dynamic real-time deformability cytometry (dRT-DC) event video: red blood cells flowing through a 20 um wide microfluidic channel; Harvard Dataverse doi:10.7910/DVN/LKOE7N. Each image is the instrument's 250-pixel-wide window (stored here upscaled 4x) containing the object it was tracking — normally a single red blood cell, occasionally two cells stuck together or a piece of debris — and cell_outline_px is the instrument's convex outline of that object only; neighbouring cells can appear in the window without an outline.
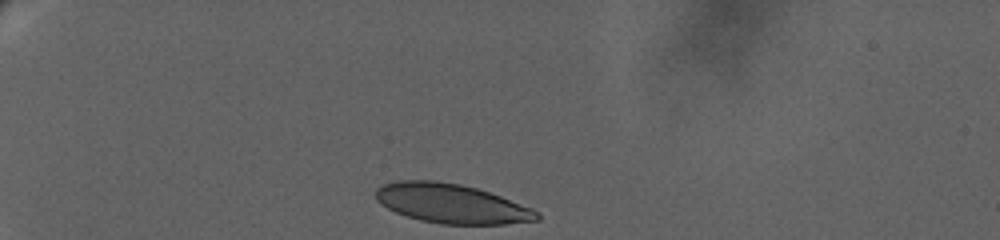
{"species": "human", "species_latin": "Homo sapiens", "temperature_condition": "warm", "stored_images_in_passage": 39, "camera_frame_rate_fps": 3000, "um_per_image_px": 0.085, "donor": {"sex": "female"}, "frame": {"image": 1, "passage_image": 1, "time_ms": 0.0, "image_size_px": [1000, 240], "cell_outline_px": [[540, 220], [508, 224], [440, 224], [420, 220], [396, 212], [380, 204], [376, 200], [376, 188], [384, 184], [396, 180], [432, 180], [460, 184], [476, 188], [500, 196], [532, 208], [540, 212]], "centroid_in_image_um": [38.38, 17.3], "position_along_channel_um": 46.6, "area_um2": 36.99}}
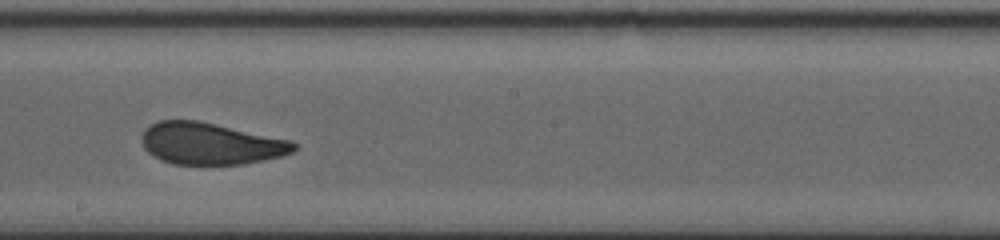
{"frame": {"image": 2, "passage_image": 22, "time_ms": 8.0, "image_size_px": [1000, 240], "cell_outline_px": [[296, 148], [292, 152], [280, 156], [264, 160], [244, 164], [172, 164], [160, 160], [152, 156], [144, 148], [140, 140], [140, 136], [144, 128], [148, 124], [156, 120], [196, 120], [216, 124], [292, 140], [296, 144]], "centroid_in_image_um": [17.83, 12.2], "position_along_channel_um": 230.4, "area_um2": 37.4}}
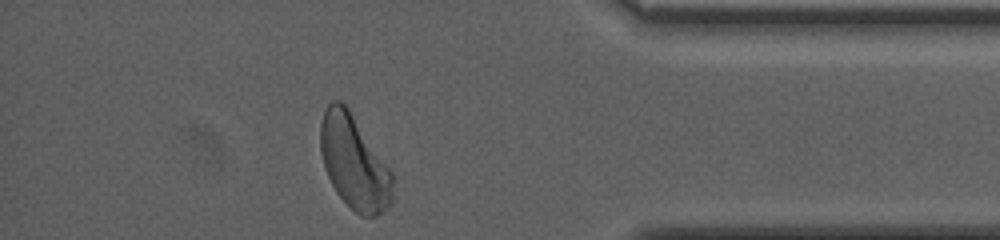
{"frame": {"image": 3, "passage_image": 38, "time_ms": 14.333, "image_size_px": [1000, 240], "cell_outline_px": [[392, 204], [376, 216], [360, 216], [336, 192], [324, 168], [320, 152], [320, 124], [324, 112], [328, 104], [332, 100], [340, 100], [348, 108], [392, 172]], "centroid_in_image_um": [30.08, 13.8], "position_along_channel_um": 405.1, "area_um2": 39.07}, "authors_computed_cell_mechanics": {"area_um2": 37.8012, "velocity_mm_per_s": 3.0599, "shape_relaxation_time_tau1_ms": 7.3566, "shape_relaxation_time_tau2_ms": 1.1627, "deformation_change_tau1": 0.182, "deformation_change_tau2": 0.0649}}